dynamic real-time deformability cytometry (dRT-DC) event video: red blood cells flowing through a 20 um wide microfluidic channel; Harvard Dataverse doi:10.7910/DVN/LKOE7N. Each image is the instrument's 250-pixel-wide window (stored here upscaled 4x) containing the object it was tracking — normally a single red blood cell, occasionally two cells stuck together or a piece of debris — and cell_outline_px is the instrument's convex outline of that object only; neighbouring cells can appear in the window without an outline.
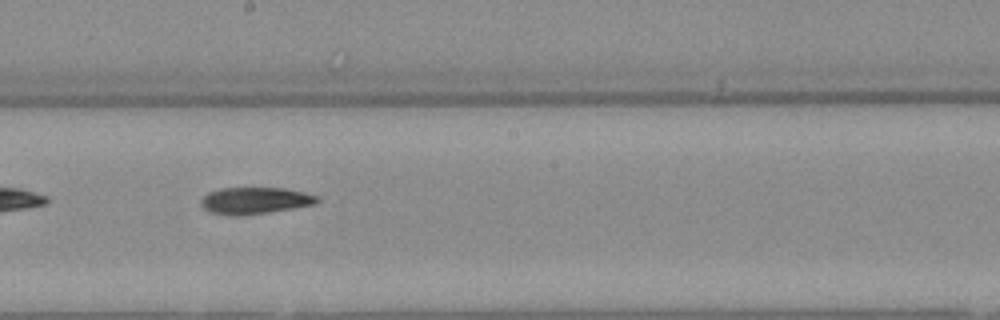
{"species": "Egyptian fruit bat (a non-hibernating species)", "species_latin": "Rousettus aegyptiacus", "temperature_condition": "warm", "stored_images_in_passage": 29, "camera_frame_rate_fps": 3000, "um_per_image_px": 0.085, "animal": {"sex": "female"}, "frame": {"image": 1, "passage_image": 13, "time_ms": 4.0, "image_size_px": [1000, 320], "cell_outline_px": [[320, 200], [316, 204], [268, 212], [236, 216], [228, 216], [208, 212], [200, 204], [200, 200], [208, 192], [220, 188], [284, 188], [304, 192], [320, 196]], "centroid_in_image_um": [21.65, 17.05], "position_along_channel_um": 226.5, "area_um2": 18.26}}